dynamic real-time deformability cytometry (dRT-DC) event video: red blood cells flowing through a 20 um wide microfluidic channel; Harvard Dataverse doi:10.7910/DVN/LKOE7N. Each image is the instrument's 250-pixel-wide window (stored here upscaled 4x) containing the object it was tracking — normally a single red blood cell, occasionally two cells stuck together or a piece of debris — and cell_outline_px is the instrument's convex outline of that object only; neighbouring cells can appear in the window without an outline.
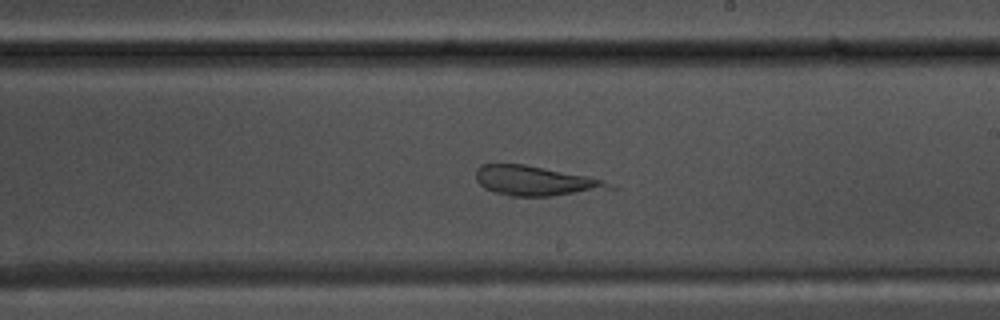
{"species": "common noctule bat (a hibernating species)", "species_latin": "Nyctalus noctula", "temperature_condition": "warm", "stored_images_in_passage": 38, "camera_frame_rate_fps": 3000, "um_per_image_px": 0.085, "animal": {"sex": "male", "body_mass_g": 17.5, "forearm_length_mm": 52.3}, "frame": {"image": 1, "passage_image": 15, "time_ms": 4.667, "image_size_px": [1000, 320], "cell_outline_px": [[620, 188], [552, 196], [508, 196], [492, 192], [484, 188], [476, 180], [476, 168], [480, 164], [524, 164], [588, 176], [600, 180]], "centroid_in_image_um": [45.47, 15.38], "position_along_channel_um": 243.5, "area_um2": 23.12}}
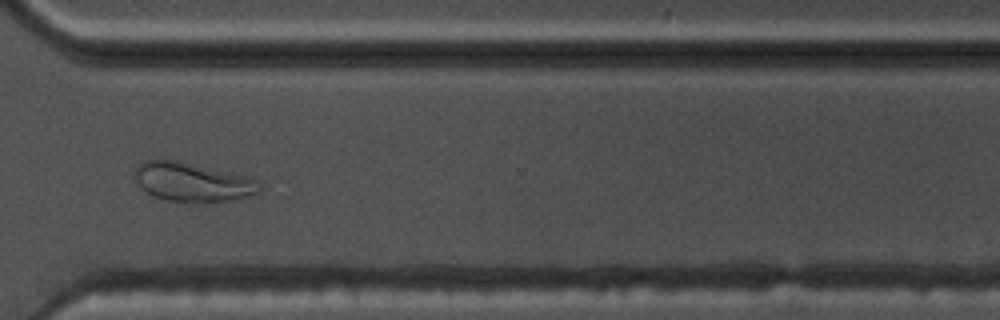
{"frame": {"image": 2, "passage_image": 24, "time_ms": 7.667, "image_size_px": [1000, 320], "cell_outline_px": [[260, 192], [232, 200], [208, 204], [204, 204], [168, 200], [156, 196], [148, 192], [136, 180], [132, 172], [132, 168], [144, 160], [176, 160], [248, 176], [256, 180], [260, 188]], "centroid_in_image_um": [16.35, 15.48], "position_along_channel_um": 354.3, "area_um2": 28.5}}
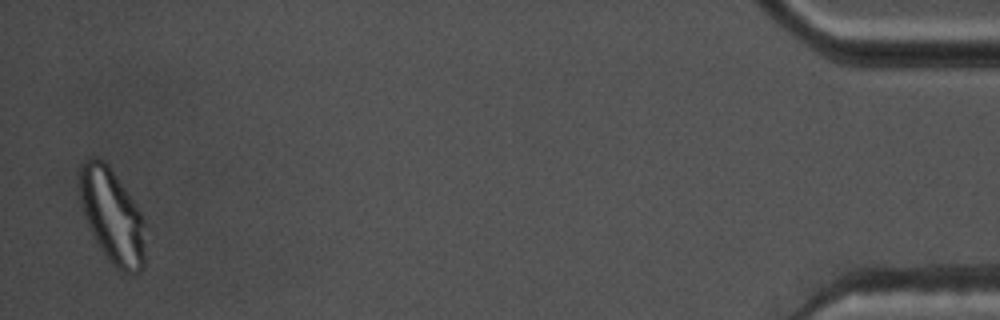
{"frame": {"image": 3, "passage_image": 37, "time_ms": 12.0, "image_size_px": [1000, 320], "cell_outline_px": [[144, 268], [140, 272], [120, 272], [108, 260], [100, 248], [88, 224], [80, 200], [80, 168], [84, 160], [92, 156], [96, 156], [104, 160], [108, 164], [140, 212], [144, 220]], "centroid_in_image_um": [9.53, 18.36], "position_along_channel_um": 425.7, "area_um2": 35.66}}